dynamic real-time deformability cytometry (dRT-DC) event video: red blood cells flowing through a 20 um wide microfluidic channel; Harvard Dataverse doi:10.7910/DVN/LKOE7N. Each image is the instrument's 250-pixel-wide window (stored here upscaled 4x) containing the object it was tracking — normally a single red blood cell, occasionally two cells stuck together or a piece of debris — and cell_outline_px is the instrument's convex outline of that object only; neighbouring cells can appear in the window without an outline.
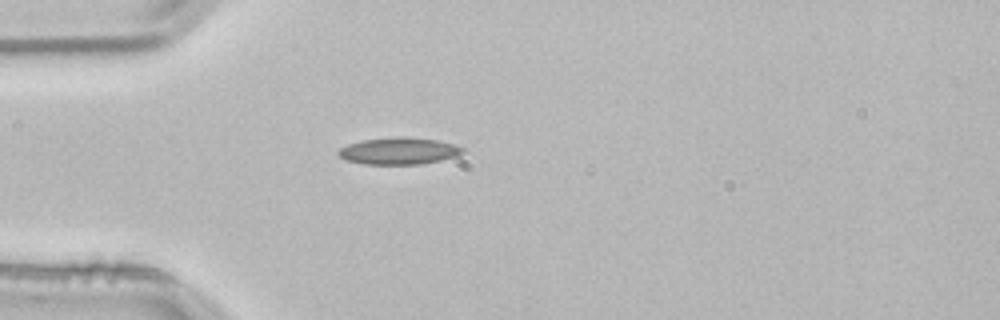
{"species": "common noctule bat (a hibernating species)", "species_latin": "Nyctalus noctula", "temperature_condition": "room temperature", "stored_images_in_passage": 2, "camera_frame_rate_fps": 3000, "um_per_image_px": 0.085, "animal": {"sex": "male", "body_mass_g": 21.5, "forearm_length_mm": 52.0}, "frame": {"image": 1, "passage_image": 2, "time_ms": 0.333, "image_size_px": [1000, 320], "cell_outline_px": [[464, 152], [456, 156], [440, 160], [420, 164], [364, 164], [344, 160], [336, 152], [340, 148], [348, 144], [364, 140], [396, 136], [404, 136], [436, 140], [452, 144], [464, 148]], "centroid_in_image_um": [33.87, 12.83], "position_along_channel_um": 51.1, "area_um2": 19.42}}